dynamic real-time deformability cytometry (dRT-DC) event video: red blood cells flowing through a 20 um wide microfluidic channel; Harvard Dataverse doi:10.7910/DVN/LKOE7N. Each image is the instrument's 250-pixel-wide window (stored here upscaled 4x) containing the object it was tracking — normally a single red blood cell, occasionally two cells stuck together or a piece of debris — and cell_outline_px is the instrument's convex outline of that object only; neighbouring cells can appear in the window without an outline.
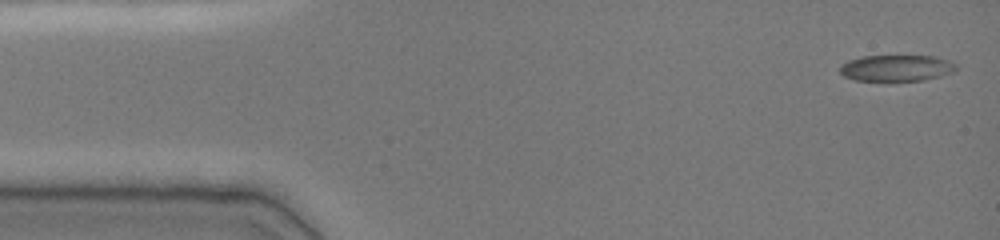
{"species": "common noctule bat (a hibernating species)", "species_latin": "Nyctalus noctula", "temperature_condition": "cold", "stored_images_in_passage": 41, "camera_frame_rate_fps": 3000, "um_per_image_px": 0.085, "animal": {"sex": "female", "body_mass_g": 19.0, "forearm_length_mm": 51.5}, "frame": {"image": 1, "passage_image": 1, "time_ms": 0.0, "image_size_px": [1000, 240], "cell_outline_px": [[956, 68], [952, 72], [940, 76], [924, 80], [856, 80], [844, 76], [840, 72], [840, 64], [848, 60], [860, 56], [936, 56], [948, 60], [956, 64]], "centroid_in_image_um": [76.18, 5.77], "position_along_channel_um": 8.8, "area_um2": 17.69}}
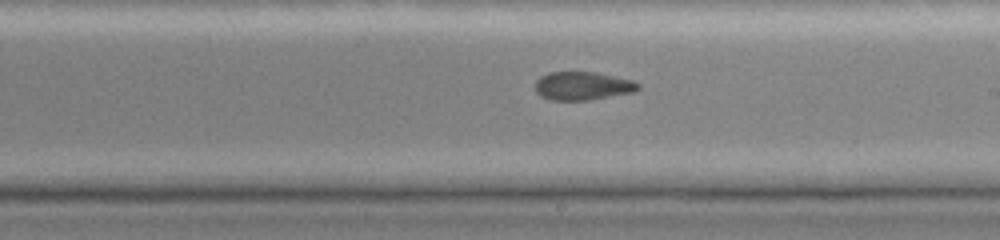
{"frame": {"image": 2, "passage_image": 24, "time_ms": 8.667, "image_size_px": [1000, 240], "cell_outline_px": [[640, 88], [632, 92], [588, 100], [548, 100], [540, 96], [536, 92], [536, 80], [540, 76], [548, 72], [596, 72], [632, 80], [640, 84]], "centroid_in_image_um": [49.49, 7.3], "position_along_channel_um": 239.5, "area_um2": 16.99}}
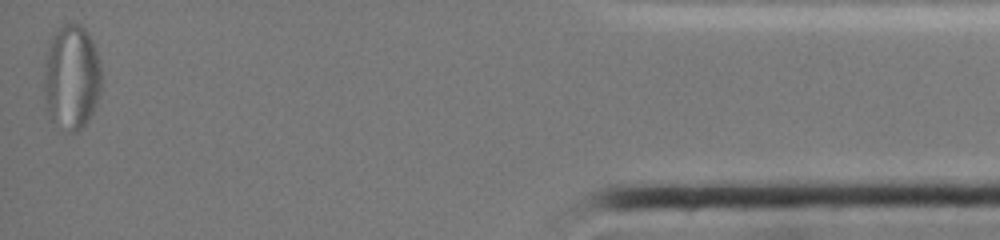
{"frame": {"image": 3, "passage_image": 41, "time_ms": 15.333, "image_size_px": [1000, 240], "cell_outline_px": [[100, 92], [96, 104], [88, 120], [76, 132], [72, 132], [52, 120], [44, 108], [44, 56], [52, 32], [64, 24], [80, 24], [88, 32], [92, 40], [100, 64]], "centroid_in_image_um": [6.04, 6.53], "position_along_channel_um": 429.2, "area_um2": 35.43}, "authors_computed_cell_mechanics": {"area_um2": 18.4382, "velocity_mm_per_s": 3.914, "shape_relaxation_time_tau1_ms": null, "shape_relaxation_time_tau2_ms": 1.2977, "deformation_change_tau1": null, "deformation_change_tau2": 0.0548}}